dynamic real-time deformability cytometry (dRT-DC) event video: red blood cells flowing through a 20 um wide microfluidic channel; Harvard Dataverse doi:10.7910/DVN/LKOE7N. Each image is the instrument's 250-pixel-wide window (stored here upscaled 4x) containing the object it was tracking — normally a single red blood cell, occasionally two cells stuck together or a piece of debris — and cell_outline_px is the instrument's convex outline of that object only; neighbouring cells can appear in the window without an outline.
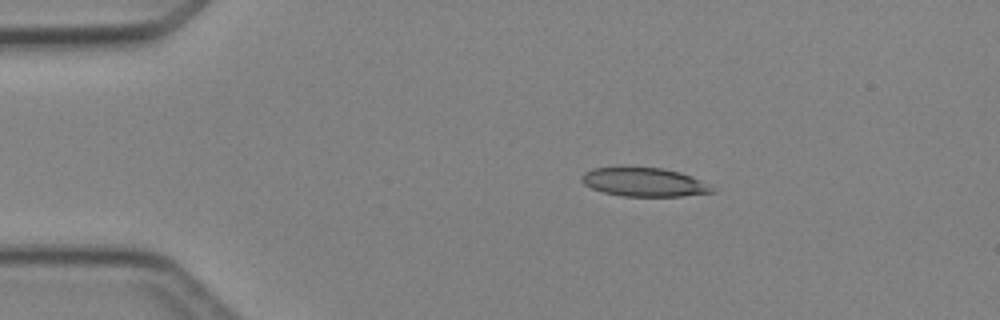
{"species": "Egyptian fruit bat (a non-hibernating species)", "species_latin": "Rousettus aegyptiacus", "temperature_condition": "cold", "stored_images_in_passage": 4, "camera_frame_rate_fps": 3000, "um_per_image_px": 0.085, "animal": {"sex": "female"}, "frame": {"image": 1, "passage_image": 1, "time_ms": 0.0, "image_size_px": [1000, 320], "cell_outline_px": [[716, 192], [680, 196], [624, 196], [604, 192], [592, 188], [584, 184], [580, 180], [580, 176], [584, 172], [592, 168], [664, 168], [680, 172], [692, 176], [712, 188]], "centroid_in_image_um": [54.72, 15.48], "position_along_channel_um": 30.3, "area_um2": 21.5}}
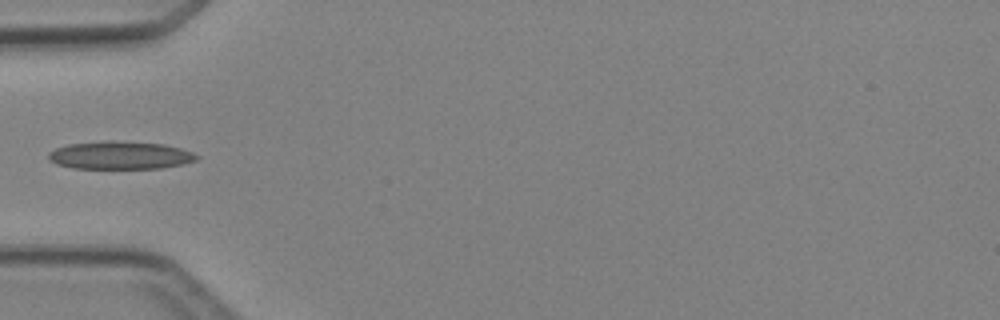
{"frame": {"image": 2, "passage_image": 3, "time_ms": 2.333, "image_size_px": [1000, 320], "cell_outline_px": [[200, 156], [196, 160], [180, 164], [160, 168], [72, 168], [56, 164], [48, 160], [48, 152], [56, 148], [68, 144], [104, 140], [112, 140], [164, 144], [180, 148], [192, 152]], "centroid_in_image_um": [10.16, 13.19], "position_along_channel_um": 74.8, "area_um2": 24.16}}
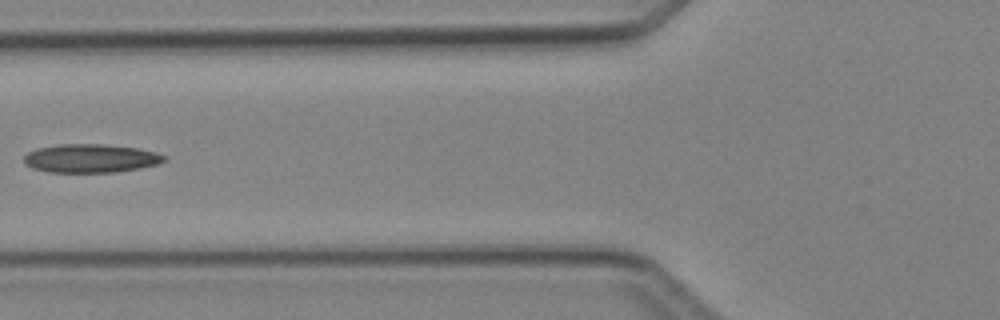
{"frame": {"image": 3, "passage_image": 4, "time_ms": 3.333, "image_size_px": [1000, 320], "cell_outline_px": [[168, 160], [156, 164], [140, 168], [116, 172], [48, 172], [32, 168], [24, 164], [24, 156], [28, 152], [36, 148], [60, 144], [104, 144], [140, 148], [156, 152], [168, 156]], "centroid_in_image_um": [7.73, 13.45], "position_along_channel_um": 118.1, "area_um2": 23.58}}